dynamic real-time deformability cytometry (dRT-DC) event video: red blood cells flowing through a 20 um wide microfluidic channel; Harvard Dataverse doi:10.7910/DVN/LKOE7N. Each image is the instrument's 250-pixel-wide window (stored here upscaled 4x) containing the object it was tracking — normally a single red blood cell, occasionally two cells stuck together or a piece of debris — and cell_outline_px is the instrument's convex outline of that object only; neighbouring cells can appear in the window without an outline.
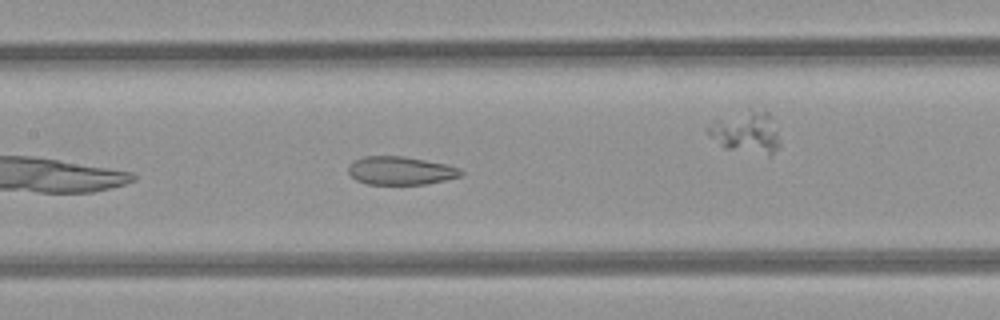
{"species": "common noctule bat (a hibernating species)", "species_latin": "Nyctalus noctula", "temperature_condition": "room temperature", "stored_images_in_passage": 36, "camera_frame_rate_fps": 3000, "um_per_image_px": 0.085, "animal": {"sex": "female", "body_mass_g": 21.9}, "frame": {"image": 1, "passage_image": 10, "time_ms": 3.0, "image_size_px": [1000, 320], "cell_outline_px": [[464, 172], [460, 176], [444, 180], [424, 184], [368, 184], [356, 180], [348, 172], [348, 168], [352, 160], [364, 156], [400, 156], [424, 160], [444, 164], [460, 168]], "centroid_in_image_um": [34.01, 14.5], "position_along_channel_um": 173.4, "area_um2": 18.38}}
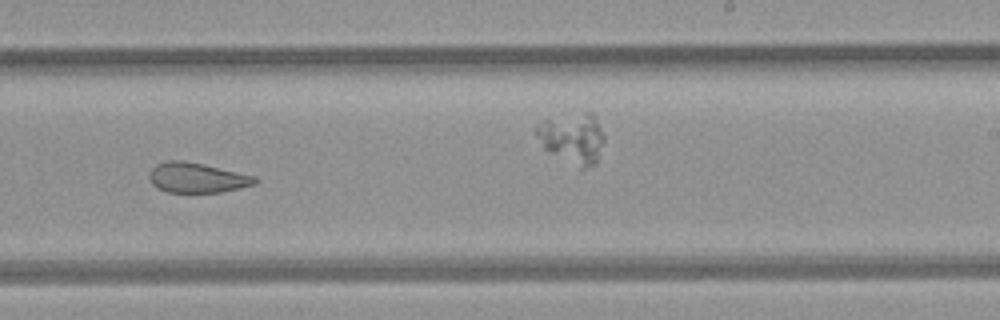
{"frame": {"image": 2, "passage_image": 17, "time_ms": 5.333, "image_size_px": [1000, 320], "cell_outline_px": [[260, 180], [256, 184], [240, 188], [220, 192], [168, 192], [152, 184], [148, 176], [152, 168], [156, 164], [168, 160], [180, 160], [200, 164], [256, 176]], "centroid_in_image_um": [16.76, 15.11], "position_along_channel_um": 272.2, "area_um2": 18.26}}
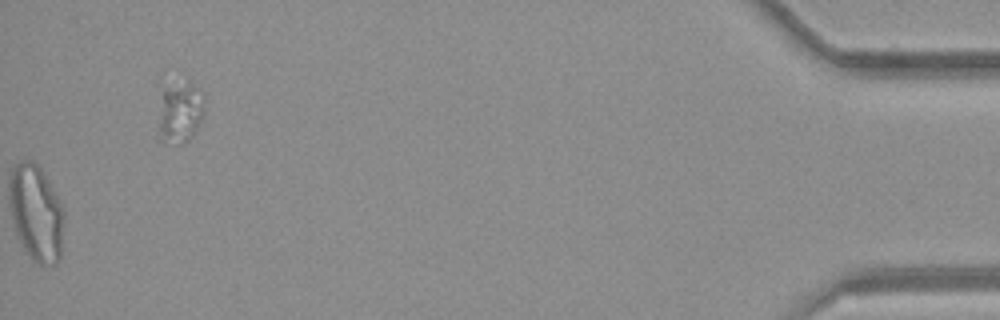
{"frame": {"image": 3, "passage_image": 36, "time_ms": 11.667, "image_size_px": [1000, 320], "cell_outline_px": [[204, 116], [192, 136], [188, 140], [180, 144], [160, 132], [160, 120], [164, 92], [168, 88], [188, 80], [204, 92]], "centroid_in_image_um": [15.46, 9.47], "position_along_channel_um": 419.7, "area_um2": 15.32}, "authors_computed_cell_mechanics": {"area_um2": 20.4034, "velocity_mm_per_s": 4.2623, "shape_relaxation_time_tau1_ms": null, "shape_relaxation_time_tau2_ms": 2.0087, "deformation_change_tau1": null, "deformation_change_tau2": 0.1}}